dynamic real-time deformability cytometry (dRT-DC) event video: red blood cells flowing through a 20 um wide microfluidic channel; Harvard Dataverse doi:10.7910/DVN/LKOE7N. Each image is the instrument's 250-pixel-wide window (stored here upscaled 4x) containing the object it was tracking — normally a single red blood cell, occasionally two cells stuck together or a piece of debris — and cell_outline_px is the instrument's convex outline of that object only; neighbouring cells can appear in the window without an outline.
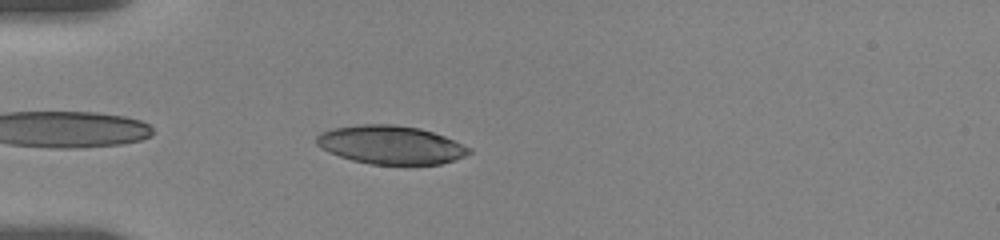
{"species": "human", "species_latin": "Homo sapiens", "temperature_condition": "room temperature", "stored_images_in_passage": 43, "camera_frame_rate_fps": 3000, "um_per_image_px": 0.085, "donor": {"sex": "female"}, "frame": {"image": 1, "passage_image": 12, "time_ms": 5.333, "image_size_px": [1000, 240], "cell_outline_px": [[472, 152], [464, 156], [440, 164], [372, 164], [352, 160], [328, 152], [320, 148], [316, 144], [316, 136], [320, 132], [332, 128], [360, 124], [392, 124], [420, 128], [444, 136], [472, 148]], "centroid_in_image_um": [33.18, 12.3], "position_along_channel_um": 51.8, "area_um2": 34.16}}
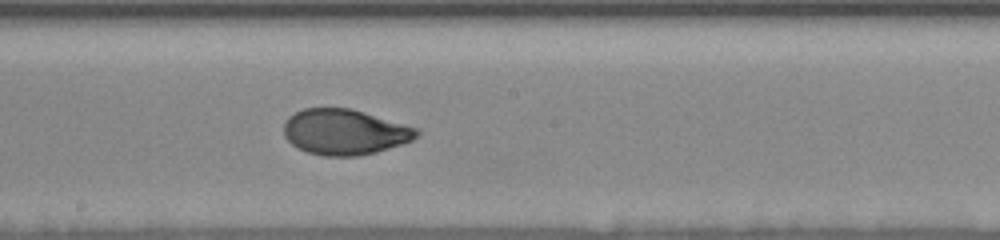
{"frame": {"image": 2, "passage_image": 22, "time_ms": 10.333, "image_size_px": [1000, 240], "cell_outline_px": [[420, 136], [412, 140], [376, 152], [360, 156], [324, 156], [308, 152], [296, 148], [284, 136], [284, 124], [288, 116], [304, 108], [348, 108], [364, 112], [420, 128]], "centroid_in_image_um": [29.31, 11.22], "position_along_channel_um": 218.9, "area_um2": 35.43}}
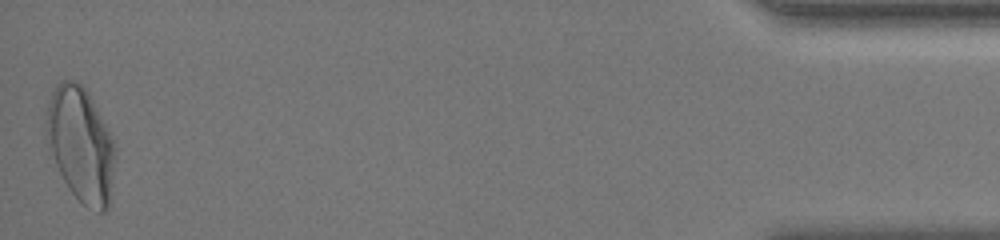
{"frame": {"image": 3, "passage_image": 43, "time_ms": 18.333, "image_size_px": [1000, 240], "cell_outline_px": [[116, 156], [108, 212], [100, 212], [84, 204], [72, 192], [64, 180], [56, 164], [48, 144], [44, 128], [44, 120], [48, 104], [52, 92], [56, 84], [64, 80], [72, 80], [80, 84], [88, 92], [112, 140]], "centroid_in_image_um": [6.85, 12.28], "position_along_channel_um": 428.4, "area_um2": 45.43}, "authors_computed_cell_mechanics": {"area_um2": 36.2984, "velocity_mm_per_s": 3.6359, "shape_relaxation_time_tau1_ms": 4.4629, "shape_relaxation_time_tau2_ms": null, "deformation_change_tau1": 0.1664, "deformation_change_tau2": null}}